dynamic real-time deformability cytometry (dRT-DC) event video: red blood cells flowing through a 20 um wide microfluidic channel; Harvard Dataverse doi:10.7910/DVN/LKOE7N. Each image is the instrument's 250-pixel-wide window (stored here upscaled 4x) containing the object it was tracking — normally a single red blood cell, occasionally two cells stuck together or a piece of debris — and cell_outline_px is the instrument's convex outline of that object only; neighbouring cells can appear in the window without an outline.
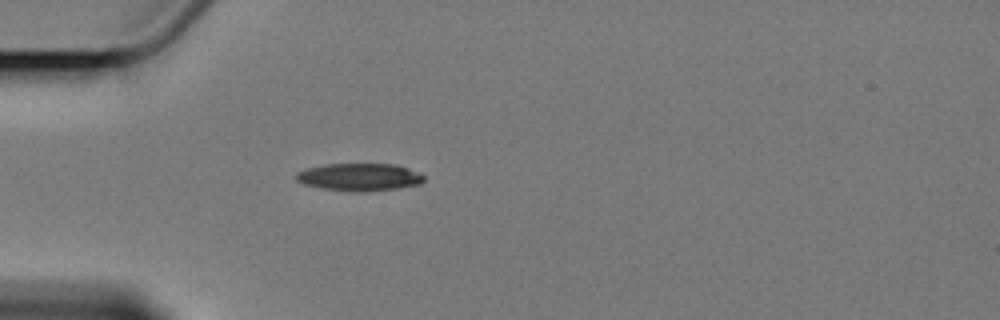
{"species": "Egyptian fruit bat (a non-hibernating species)", "species_latin": "Rousettus aegyptiacus", "temperature_condition": "cold", "stored_images_in_passage": 4, "camera_frame_rate_fps": 3000, "um_per_image_px": 0.085, "animal": {"sex": "female"}, "frame": {"image": 1, "passage_image": 4, "time_ms": 4.333, "image_size_px": [1000, 320], "cell_outline_px": [[424, 180], [420, 184], [400, 188], [360, 192], [356, 192], [320, 188], [304, 184], [296, 180], [296, 172], [308, 168], [324, 164], [396, 164], [408, 168], [424, 176]], "centroid_in_image_um": [30.54, 15.05], "position_along_channel_um": 54.5, "area_um2": 20.52}}